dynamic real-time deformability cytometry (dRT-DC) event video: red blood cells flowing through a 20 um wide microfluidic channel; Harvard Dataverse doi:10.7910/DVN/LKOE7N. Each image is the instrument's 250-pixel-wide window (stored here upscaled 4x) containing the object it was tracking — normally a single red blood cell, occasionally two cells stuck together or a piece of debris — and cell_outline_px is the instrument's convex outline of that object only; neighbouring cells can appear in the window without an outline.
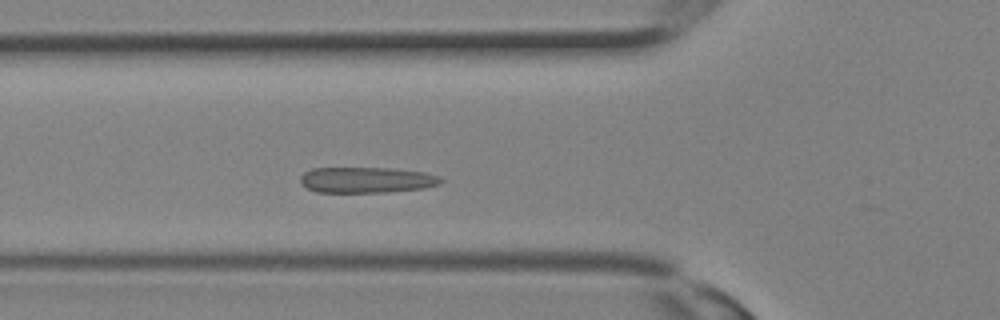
{"species": "Egyptian fruit bat (a non-hibernating species)", "species_latin": "Rousettus aegyptiacus", "temperature_condition": "room temperature", "stored_images_in_passage": 6, "camera_frame_rate_fps": 3000, "um_per_image_px": 0.085, "animal": {"sex": "female"}, "frame": {"image": 1, "passage_image": 2, "time_ms": 0.333, "image_size_px": [1000, 320], "cell_outline_px": [[444, 180], [440, 184], [424, 188], [388, 192], [316, 192], [300, 184], [300, 176], [304, 172], [312, 168], [392, 168], [424, 172], [440, 176]], "centroid_in_image_um": [31.16, 15.29], "position_along_channel_um": 94.6, "area_um2": 21.27}}
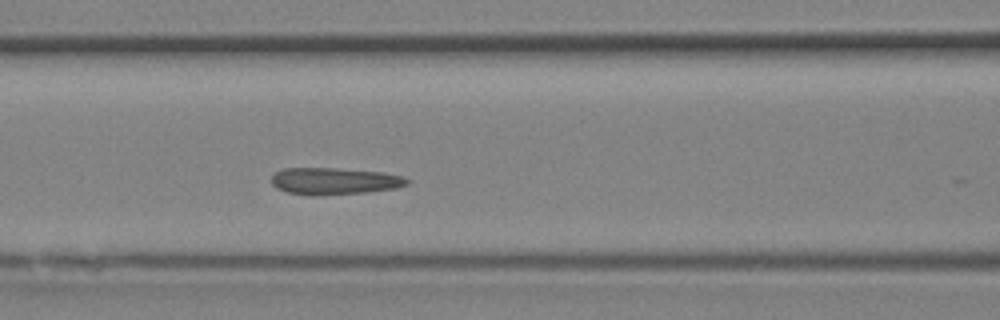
{"frame": {"image": 2, "passage_image": 4, "time_ms": 1.0, "image_size_px": [1000, 320], "cell_outline_px": [[412, 180], [408, 184], [396, 188], [364, 192], [312, 196], [288, 192], [276, 188], [272, 184], [272, 176], [276, 172], [284, 168], [336, 168], [384, 172], [404, 176]], "centroid_in_image_um": [28.45, 15.39], "position_along_channel_um": 138.1, "area_um2": 21.33}}